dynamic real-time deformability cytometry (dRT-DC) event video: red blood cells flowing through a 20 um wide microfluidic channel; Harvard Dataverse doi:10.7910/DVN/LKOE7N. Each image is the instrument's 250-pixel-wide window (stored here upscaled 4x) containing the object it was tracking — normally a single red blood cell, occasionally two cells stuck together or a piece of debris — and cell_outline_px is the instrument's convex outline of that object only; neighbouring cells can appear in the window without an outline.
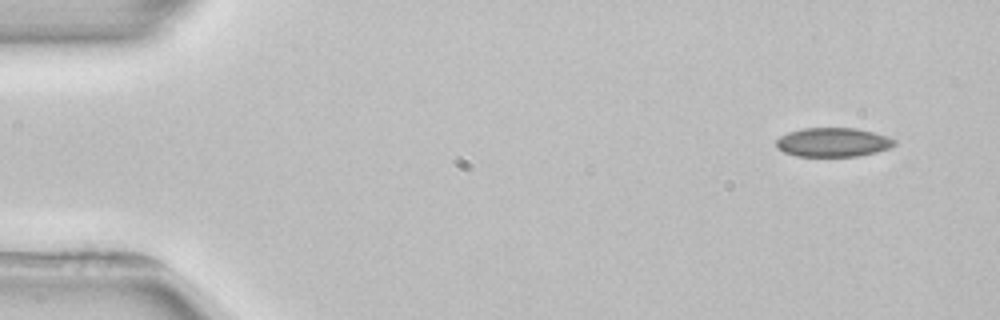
{"species": "common noctule bat (a hibernating species)", "species_latin": "Nyctalus noctula", "temperature_condition": "room temperature", "stored_images_in_passage": 3, "camera_frame_rate_fps": 3000, "um_per_image_px": 0.085, "animal": {"sex": "female", "body_mass_g": 22.7, "forearm_length_mm": 54.2}, "frame": {"image": 1, "passage_image": 1, "time_ms": 0.0, "image_size_px": [1000, 320], "cell_outline_px": [[896, 144], [892, 148], [876, 152], [856, 156], [796, 156], [784, 152], [776, 148], [776, 140], [780, 136], [788, 132], [804, 128], [856, 128], [888, 136], [896, 140]], "centroid_in_image_um": [70.81, 12.09], "position_along_channel_um": 14.2, "area_um2": 20.11}}
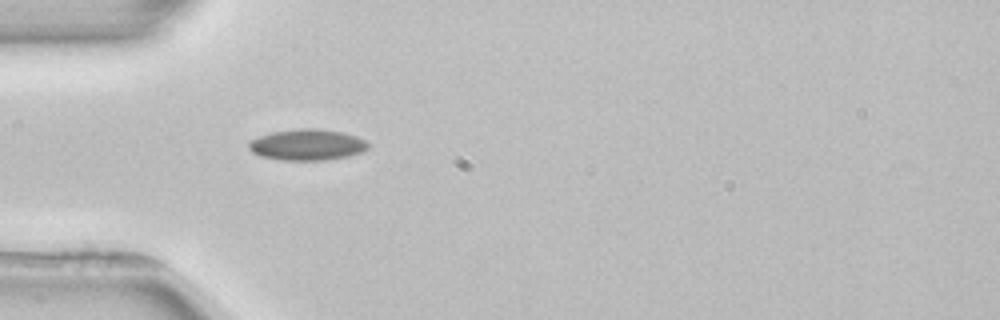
{"frame": {"image": 2, "passage_image": 3, "time_ms": 4.0, "image_size_px": [1000, 320], "cell_outline_px": [[368, 148], [364, 152], [348, 156], [324, 160], [280, 160], [260, 156], [252, 152], [248, 148], [248, 144], [252, 140], [260, 136], [272, 132], [296, 128], [316, 128], [344, 132], [356, 136], [364, 140], [368, 144]], "centroid_in_image_um": [26.12, 12.3], "position_along_channel_um": 58.9, "area_um2": 21.73}}